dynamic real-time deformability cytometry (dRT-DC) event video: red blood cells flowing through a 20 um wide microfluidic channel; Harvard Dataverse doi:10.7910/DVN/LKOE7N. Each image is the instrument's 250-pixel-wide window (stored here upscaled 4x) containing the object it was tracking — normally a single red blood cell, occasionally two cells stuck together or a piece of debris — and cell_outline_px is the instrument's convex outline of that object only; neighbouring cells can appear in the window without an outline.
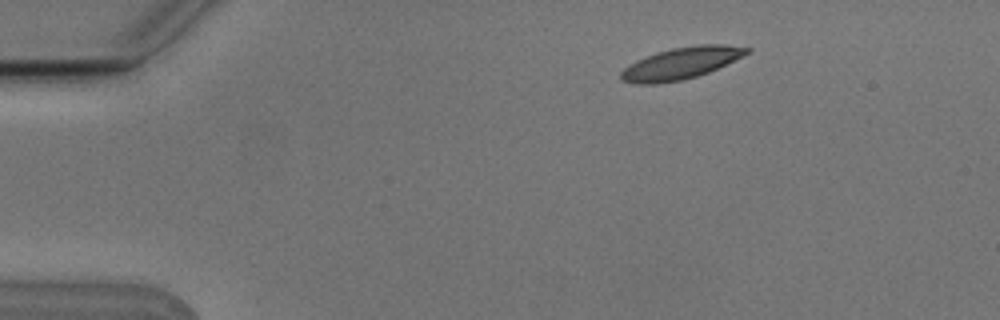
{"species": "Egyptian fruit bat (a non-hibernating species)", "species_latin": "Rousettus aegyptiacus", "temperature_condition": "cold", "stored_images_in_passage": 4, "camera_frame_rate_fps": 3000, "um_per_image_px": 0.085, "animal": {"sex": "male"}, "frame": {"image": 1, "passage_image": 1, "time_ms": 0.0, "image_size_px": [1000, 320], "cell_outline_px": [[752, 52], [708, 72], [696, 76], [680, 80], [656, 84], [636, 84], [620, 80], [620, 72], [628, 64], [636, 60], [656, 52], [672, 48], [696, 44], [724, 44], [752, 48]], "centroid_in_image_um": [57.88, 5.36], "position_along_channel_um": 27.1, "area_um2": 23.41}}
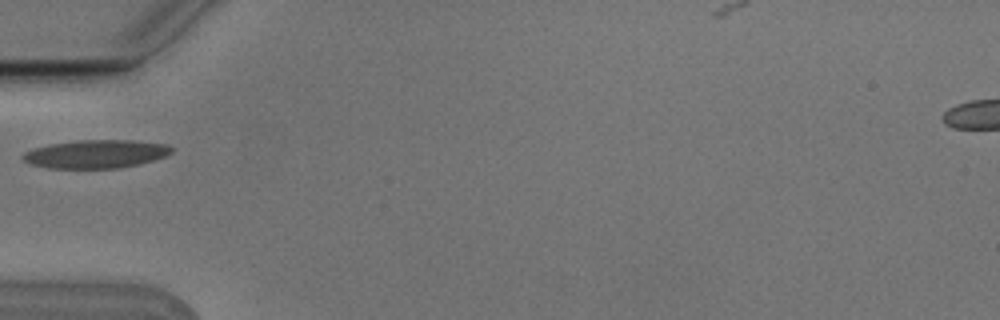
{"frame": {"image": 2, "passage_image": 4, "time_ms": 1.0, "image_size_px": [1000, 320], "cell_outline_px": [[172, 152], [164, 156], [140, 164], [120, 168], [48, 168], [28, 164], [20, 160], [20, 156], [24, 152], [32, 148], [48, 144], [76, 140], [132, 140], [168, 144], [172, 148]], "centroid_in_image_um": [8.07, 13.09], "position_along_channel_um": 76.9, "area_um2": 24.85}}